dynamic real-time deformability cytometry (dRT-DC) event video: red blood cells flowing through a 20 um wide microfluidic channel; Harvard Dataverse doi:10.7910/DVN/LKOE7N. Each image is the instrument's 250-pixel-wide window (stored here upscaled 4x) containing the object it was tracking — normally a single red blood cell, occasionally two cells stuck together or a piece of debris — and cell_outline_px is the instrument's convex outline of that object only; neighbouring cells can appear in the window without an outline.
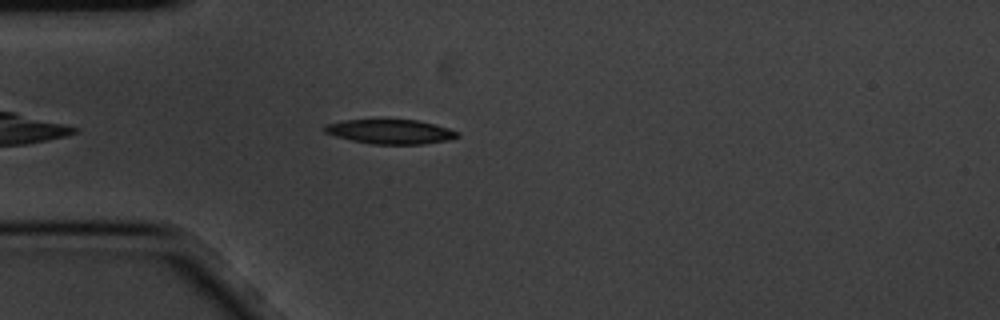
{"species": "common noctule bat (a hibernating species)", "species_latin": "Nyctalus noctula", "temperature_condition": "cold", "stored_images_in_passage": 6, "camera_frame_rate_fps": 3000, "um_per_image_px": 0.085, "animal": {"sex": "male", "body_mass_g": 20.1, "forearm_length_mm": 53.5}, "frame": {"image": 1, "passage_image": 5, "time_ms": 1.333, "image_size_px": [1000, 320], "cell_outline_px": [[460, 136], [448, 140], [420, 144], [372, 144], [352, 140], [336, 136], [324, 132], [324, 124], [344, 120], [416, 120], [448, 128], [460, 132]], "centroid_in_image_um": [33.17, 11.19], "position_along_channel_um": 51.8, "area_um2": 18.73}}